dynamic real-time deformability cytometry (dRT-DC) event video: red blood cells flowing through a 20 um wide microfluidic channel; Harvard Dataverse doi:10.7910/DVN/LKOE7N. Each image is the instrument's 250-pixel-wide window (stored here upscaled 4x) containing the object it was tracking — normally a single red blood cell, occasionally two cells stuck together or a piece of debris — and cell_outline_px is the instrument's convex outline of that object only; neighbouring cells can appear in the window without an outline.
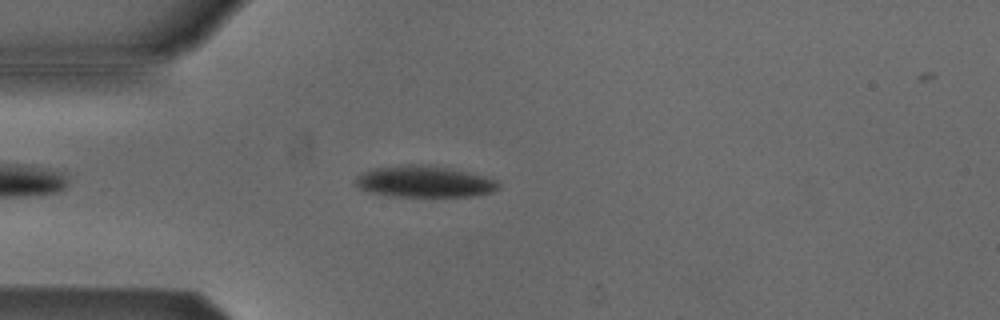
{"species": "Egyptian fruit bat (a non-hibernating species)", "species_latin": "Rousettus aegyptiacus", "temperature_condition": "cold", "stored_images_in_passage": 45, "camera_frame_rate_fps": 3000, "um_per_image_px": 0.085, "animal": {"sex": "male"}, "frame": {"image": 1, "passage_image": 5, "time_ms": 1.333, "image_size_px": [1000, 320], "cell_outline_px": [[500, 188], [492, 192], [472, 196], [388, 196], [368, 192], [360, 188], [356, 184], [356, 176], [372, 168], [400, 164], [428, 164], [468, 172], [484, 176], [496, 180], [500, 184]], "centroid_in_image_um": [36.05, 15.42], "position_along_channel_um": 48.9, "area_um2": 26.36}}
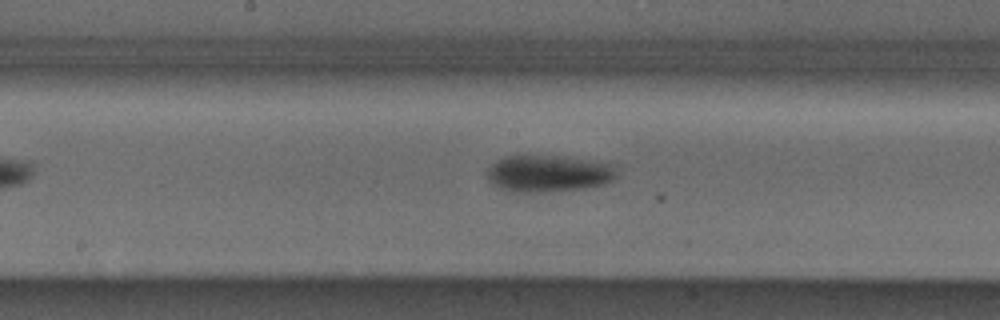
{"frame": {"image": 2, "passage_image": 18, "time_ms": 5.667, "image_size_px": [1000, 320], "cell_outline_px": [[616, 176], [612, 180], [604, 184], [584, 188], [528, 192], [516, 192], [500, 188], [492, 184], [488, 180], [488, 168], [496, 160], [504, 156], [520, 152], [556, 156], [616, 164]], "centroid_in_image_um": [46.56, 14.7], "position_along_channel_um": 201.6, "area_um2": 28.21}}
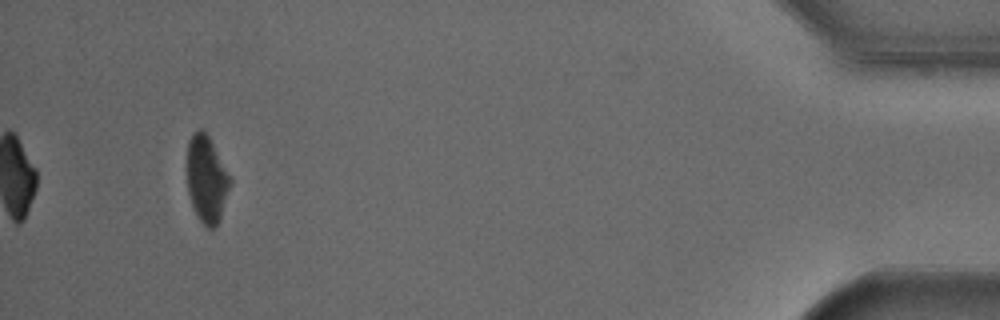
{"frame": {"image": 3, "passage_image": 41, "time_ms": 13.333, "image_size_px": [1000, 320], "cell_outline_px": [[232, 184], [220, 220], [212, 228], [208, 228], [196, 216], [188, 192], [184, 168], [188, 140], [200, 128], [208, 136], [232, 176]], "centroid_in_image_um": [17.55, 15.22], "position_along_channel_um": 417.6, "area_um2": 22.54}}